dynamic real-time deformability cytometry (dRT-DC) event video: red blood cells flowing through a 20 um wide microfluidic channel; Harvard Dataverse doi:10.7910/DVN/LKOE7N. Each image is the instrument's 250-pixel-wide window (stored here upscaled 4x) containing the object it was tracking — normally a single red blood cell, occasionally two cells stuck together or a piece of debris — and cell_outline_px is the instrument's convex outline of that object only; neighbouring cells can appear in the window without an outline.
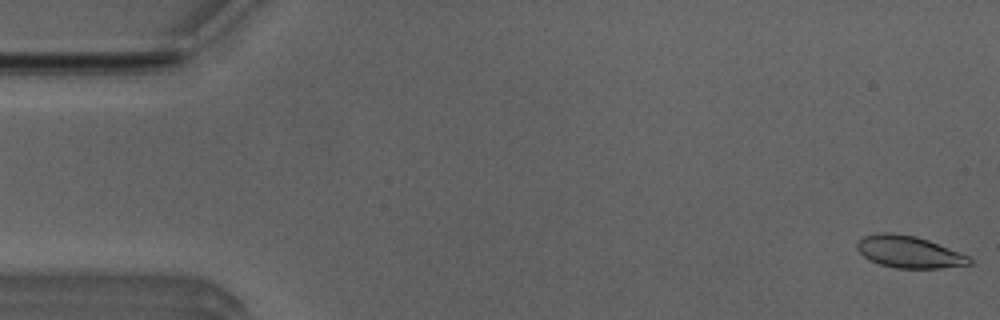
{"species": "Egyptian fruit bat (a non-hibernating species)", "species_latin": "Rousettus aegyptiacus", "temperature_condition": "room temperature", "stored_images_in_passage": 53, "camera_frame_rate_fps": 3000, "um_per_image_px": 0.085, "animal": {"sex": "male"}, "frame": {"image": 1, "passage_image": 1, "time_ms": 0.0, "image_size_px": [1000, 320], "cell_outline_px": [[972, 264], [940, 268], [896, 268], [880, 264], [868, 260], [856, 248], [856, 244], [864, 236], [880, 232], [892, 232], [916, 236], [928, 240], [968, 256], [972, 260]], "centroid_in_image_um": [77.23, 21.41], "position_along_channel_um": 7.8, "area_um2": 20.81}}
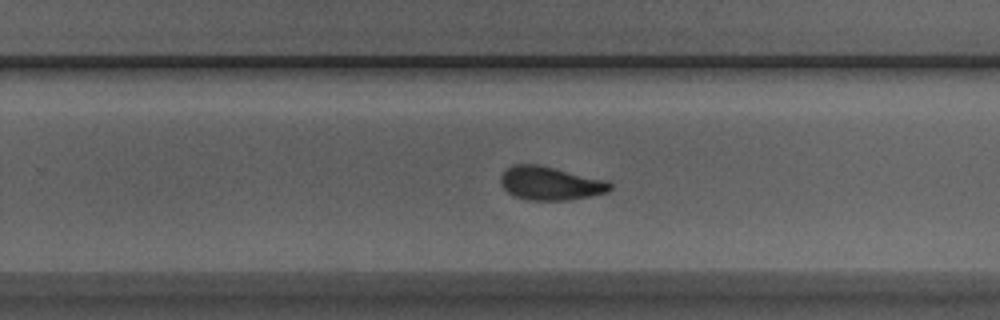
{"frame": {"image": 2, "passage_image": 33, "time_ms": 10.667, "image_size_px": [1000, 320], "cell_outline_px": [[612, 188], [608, 192], [568, 200], [528, 200], [512, 196], [500, 184], [500, 176], [512, 164], [536, 164], [608, 180], [612, 184]], "centroid_in_image_um": [46.76, 15.58], "position_along_channel_um": 283.0, "area_um2": 21.39}}
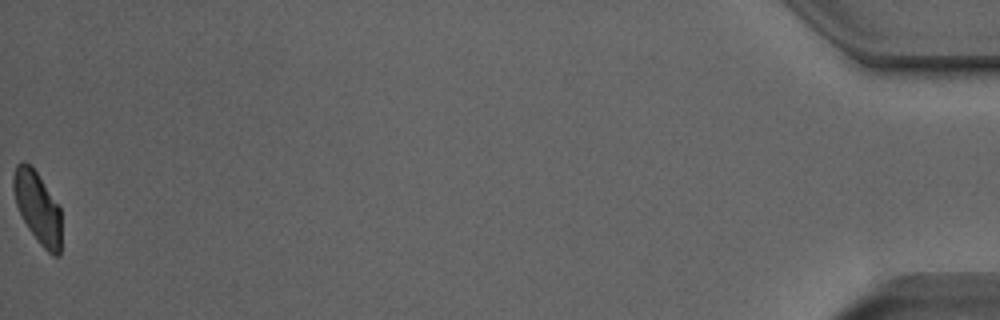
{"frame": {"image": 3, "passage_image": 53, "time_ms": 17.333, "image_size_px": [1000, 320], "cell_outline_px": [[60, 256], [52, 256], [40, 244], [28, 228], [16, 204], [12, 188], [12, 176], [16, 164], [20, 160], [24, 160], [36, 172], [60, 208]], "centroid_in_image_um": [3.16, 17.62], "position_along_channel_um": 432.0, "area_um2": 19.77}, "authors_computed_cell_mechanics": {"area_um2": 21.5594, "velocity_mm_per_s": 3.8537, "shape_relaxation_time_tau1_ms": 3.4247, "shape_relaxation_time_tau2_ms": 1.7033, "deformation_change_tau1": 0.1216, "deformation_change_tau2": 0.0724}}